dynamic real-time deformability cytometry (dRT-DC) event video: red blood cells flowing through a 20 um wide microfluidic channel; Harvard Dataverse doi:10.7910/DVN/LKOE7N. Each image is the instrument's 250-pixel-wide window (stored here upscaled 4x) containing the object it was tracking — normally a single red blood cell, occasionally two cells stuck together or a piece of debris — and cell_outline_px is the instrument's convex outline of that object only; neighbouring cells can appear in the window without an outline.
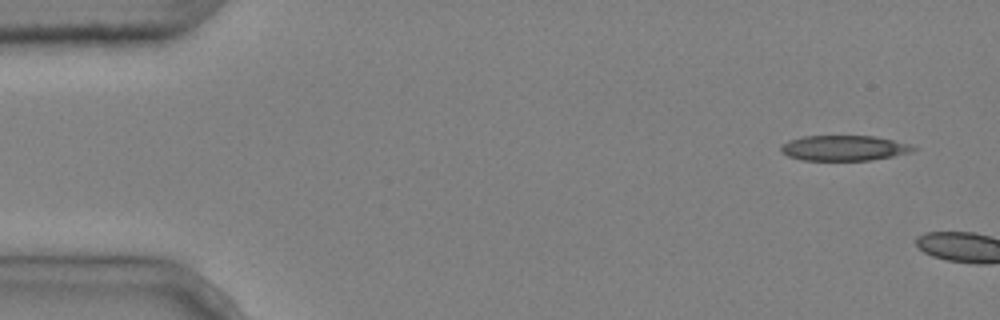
{"species": "common noctule bat (a hibernating species)", "species_latin": "Nyctalus noctula", "temperature_condition": "cold", "stored_images_in_passage": 2, "camera_frame_rate_fps": 3000, "um_per_image_px": 0.085, "animal": {"sex": "male", "body_mass_g": 20.4}, "frame": {"image": 1, "passage_image": 1, "time_ms": 0.0, "image_size_px": [1000, 320], "cell_outline_px": [[920, 148], [912, 152], [872, 160], [800, 160], [788, 156], [780, 152], [780, 148], [788, 140], [804, 136], [876, 136], [912, 144]], "centroid_in_image_um": [71.78, 12.58], "position_along_channel_um": 13.2, "area_um2": 19.71}}